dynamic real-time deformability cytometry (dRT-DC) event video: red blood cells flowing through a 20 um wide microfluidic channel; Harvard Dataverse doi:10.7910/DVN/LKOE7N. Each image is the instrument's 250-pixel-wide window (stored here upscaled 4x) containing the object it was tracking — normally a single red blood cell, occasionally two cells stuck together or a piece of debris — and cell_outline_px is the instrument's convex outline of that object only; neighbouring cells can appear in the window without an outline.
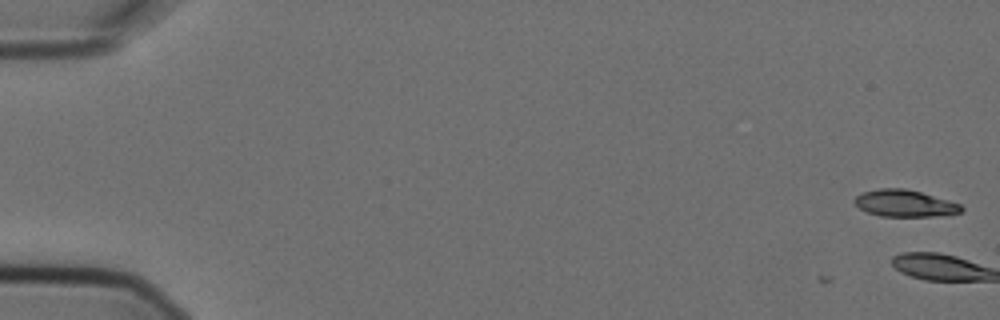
{"species": "Egyptian fruit bat (a non-hibernating species)", "species_latin": "Rousettus aegyptiacus", "temperature_condition": "cold", "stored_images_in_passage": 3, "camera_frame_rate_fps": 3000, "um_per_image_px": 0.085, "animal": {"sex": "female"}, "frame": {"image": 1, "passage_image": 1, "time_ms": 0.0, "image_size_px": [1000, 320], "cell_outline_px": [[964, 208], [960, 212], [948, 216], [880, 216], [868, 212], [860, 208], [852, 200], [856, 196], [864, 192], [880, 188], [904, 188], [920, 192], [960, 204]], "centroid_in_image_um": [76.91, 17.29], "position_along_channel_um": 8.1, "area_um2": 16.59}}